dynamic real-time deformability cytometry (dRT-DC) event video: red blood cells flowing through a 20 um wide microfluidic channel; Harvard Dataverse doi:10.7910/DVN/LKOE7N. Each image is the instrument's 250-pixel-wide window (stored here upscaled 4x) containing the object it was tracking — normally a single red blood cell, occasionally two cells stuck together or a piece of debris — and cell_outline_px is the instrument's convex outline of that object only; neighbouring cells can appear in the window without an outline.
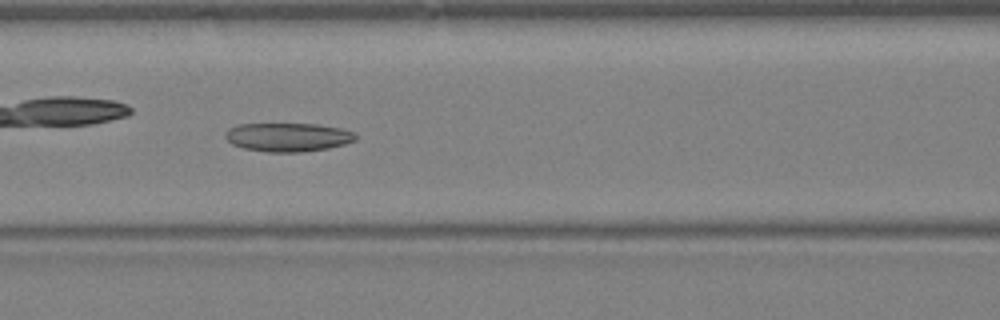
{"species": "Egyptian fruit bat (a non-hibernating species)", "species_latin": "Rousettus aegyptiacus", "temperature_condition": "warm", "stored_images_in_passage": 41, "camera_frame_rate_fps": 3000, "um_per_image_px": 0.085, "animal": {"sex": "female"}, "frame": {"image": 1, "passage_image": 17, "time_ms": 5.333, "image_size_px": [1000, 320], "cell_outline_px": [[356, 140], [344, 144], [328, 148], [300, 152], [268, 152], [244, 148], [232, 144], [224, 136], [228, 128], [240, 124], [316, 124], [340, 128], [356, 132]], "centroid_in_image_um": [24.48, 11.65], "position_along_channel_um": 142.1, "area_um2": 21.73}}
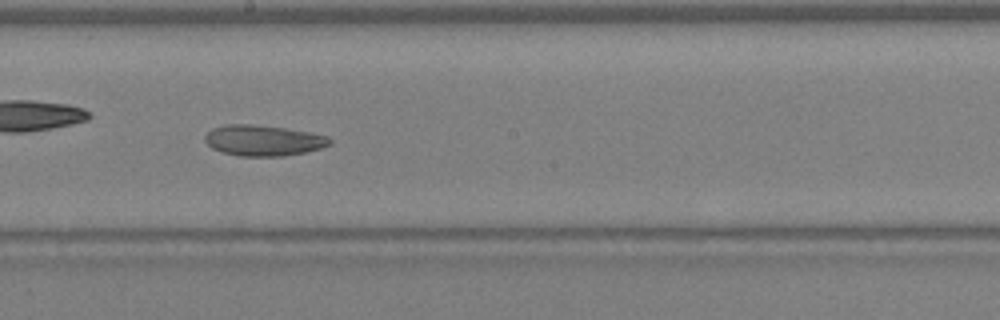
{"frame": {"image": 2, "passage_image": 22, "time_ms": 7.0, "image_size_px": [1000, 320], "cell_outline_px": [[332, 144], [320, 148], [304, 152], [284, 156], [240, 156], [220, 152], [212, 148], [204, 140], [204, 136], [212, 128], [228, 124], [248, 124], [284, 128], [308, 132], [328, 136], [332, 140]], "centroid_in_image_um": [22.36, 11.94], "position_along_channel_um": 225.8, "area_um2": 22.31}}
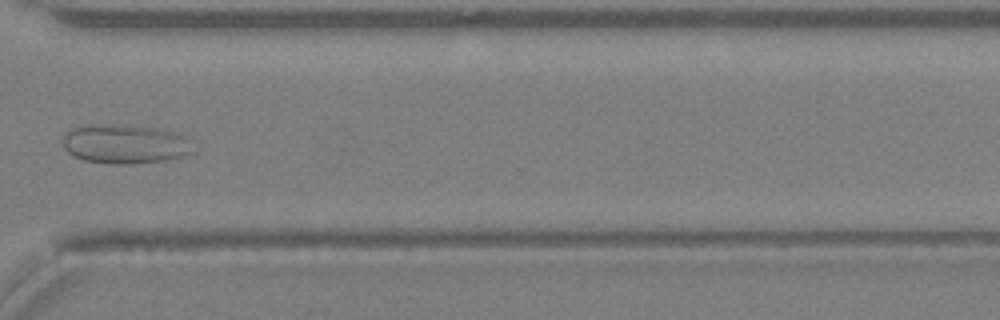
{"frame": {"image": 3, "passage_image": 30, "time_ms": 9.667, "image_size_px": [1000, 320], "cell_outline_px": [[192, 152], [168, 160], [128, 164], [116, 164], [84, 160], [68, 152], [64, 148], [64, 136], [72, 128], [92, 124], [120, 124], [156, 128], [176, 132], [188, 136]], "centroid_in_image_um": [10.64, 12.22], "position_along_channel_um": 360.0, "area_um2": 29.65}}